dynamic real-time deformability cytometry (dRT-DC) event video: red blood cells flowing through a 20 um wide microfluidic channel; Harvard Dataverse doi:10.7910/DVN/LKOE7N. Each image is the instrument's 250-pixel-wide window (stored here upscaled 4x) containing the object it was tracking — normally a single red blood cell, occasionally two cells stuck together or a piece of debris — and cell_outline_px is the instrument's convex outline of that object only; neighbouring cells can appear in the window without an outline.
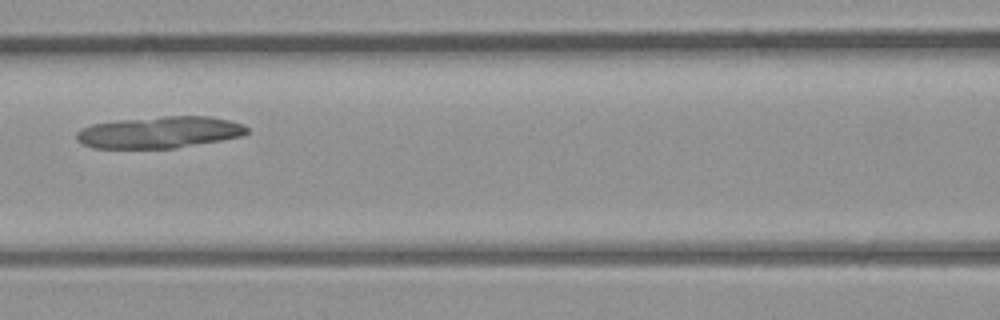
{"species": "common noctule bat (a hibernating species)", "species_latin": "Nyctalus noctula", "temperature_condition": "room temperature", "stored_images_in_passage": 4, "camera_frame_rate_fps": 3000, "um_per_image_px": 0.085, "animal": {"sex": "male", "body_mass_g": 23.1, "forearm_length_mm": 52.7}, "frame": {"image": 1, "passage_image": 4, "time_ms": 4.0, "image_size_px": [1000, 320], "cell_outline_px": [[248, 132], [244, 136], [176, 148], [92, 148], [80, 144], [76, 140], [76, 132], [80, 128], [92, 124], [116, 120], [164, 116], [208, 116], [228, 120], [244, 124], [248, 128]], "centroid_in_image_um": [13.53, 11.24], "position_along_channel_um": 153.1, "area_um2": 31.79}}